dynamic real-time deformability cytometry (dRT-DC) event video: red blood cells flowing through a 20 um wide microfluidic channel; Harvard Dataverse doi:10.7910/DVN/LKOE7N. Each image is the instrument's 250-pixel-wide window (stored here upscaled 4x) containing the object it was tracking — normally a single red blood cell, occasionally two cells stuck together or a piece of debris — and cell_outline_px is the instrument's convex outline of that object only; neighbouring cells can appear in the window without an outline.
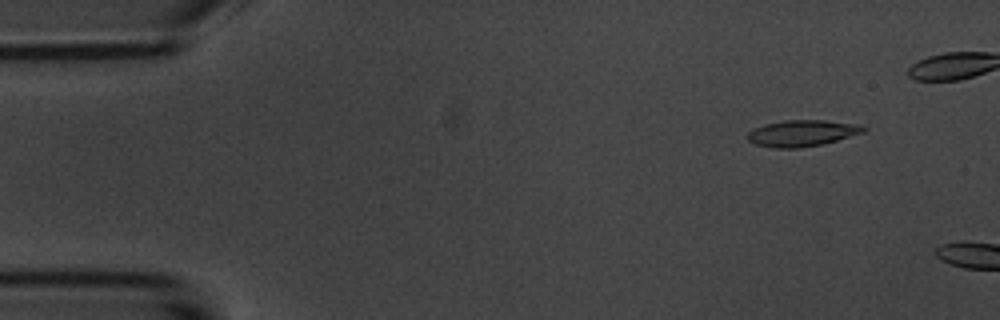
{"species": "common noctule bat (a hibernating species)", "species_latin": "Nyctalus noctula", "temperature_condition": "room temperature", "stored_images_in_passage": 3, "camera_frame_rate_fps": 3000, "um_per_image_px": 0.085, "animal": {"sex": "male", "body_mass_g": 20.1, "forearm_length_mm": 53.5}, "frame": {"image": 1, "passage_image": 2, "time_ms": 1.333, "image_size_px": [1000, 320], "cell_outline_px": [[868, 128], [864, 132], [824, 144], [800, 148], [772, 148], [756, 144], [748, 140], [748, 132], [764, 124], [784, 120], [824, 120], [860, 124]], "centroid_in_image_um": [68.21, 11.32], "position_along_channel_um": 16.8, "area_um2": 17.86}}